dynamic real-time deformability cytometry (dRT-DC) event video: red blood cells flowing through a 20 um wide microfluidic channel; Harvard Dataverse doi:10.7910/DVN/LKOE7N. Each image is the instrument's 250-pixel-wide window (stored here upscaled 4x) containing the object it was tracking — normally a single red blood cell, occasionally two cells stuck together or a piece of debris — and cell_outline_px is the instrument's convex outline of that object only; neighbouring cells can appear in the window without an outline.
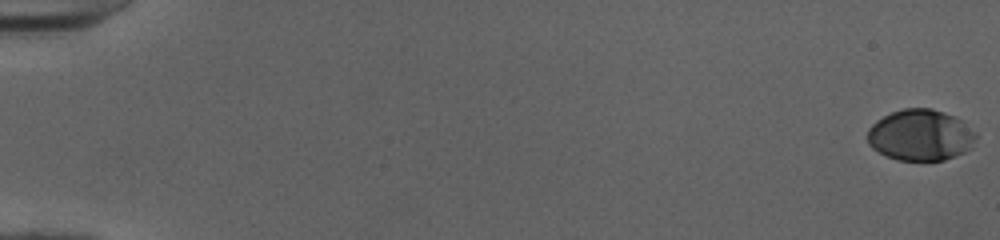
{"species": "human", "species_latin": "Homo sapiens", "temperature_condition": "cold", "stored_images_in_passage": 53, "camera_frame_rate_fps": 3000, "um_per_image_px": 0.085, "donor": {"sex": "female"}, "frame": {"image": 1, "passage_image": 1, "time_ms": 0.0, "image_size_px": [1000, 240], "cell_outline_px": [[976, 136], [972, 148], [956, 156], [944, 160], [896, 160], [872, 148], [868, 144], [868, 128], [876, 120], [892, 112], [904, 108], [932, 108], [956, 116], [976, 132]], "centroid_in_image_um": [78.26, 11.48], "position_along_channel_um": 6.7, "area_um2": 32.48}}
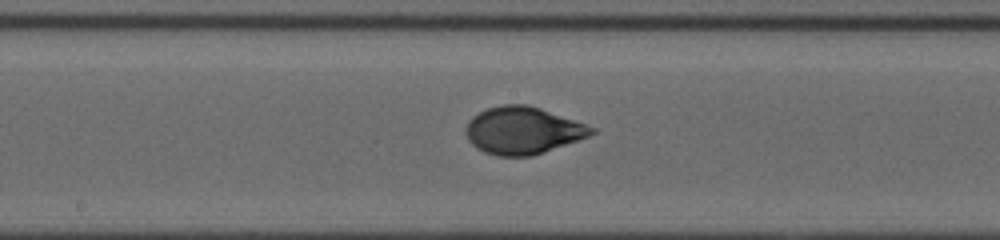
{"frame": {"image": 2, "passage_image": 30, "time_ms": 9.667, "image_size_px": [1000, 240], "cell_outline_px": [[596, 132], [588, 136], [532, 156], [496, 156], [484, 152], [476, 148], [468, 140], [464, 128], [468, 120], [472, 116], [488, 108], [504, 104], [528, 104], [540, 108], [596, 128]], "centroid_in_image_um": [44.39, 11.09], "position_along_channel_um": 203.8, "area_um2": 34.45}}
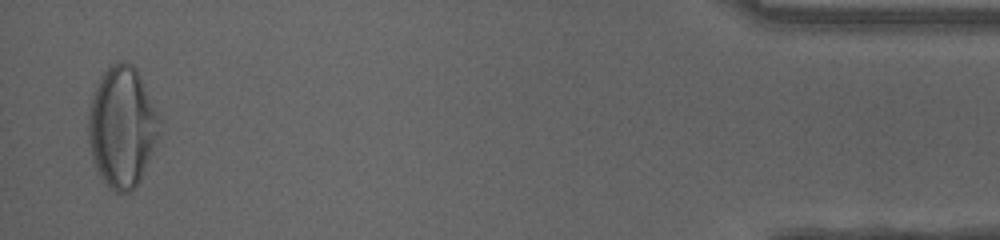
{"frame": {"image": 3, "passage_image": 52, "time_ms": 17.0, "image_size_px": [1000, 240], "cell_outline_px": [[164, 120], [140, 180], [132, 192], [116, 192], [108, 188], [100, 176], [92, 160], [88, 140], [88, 112], [92, 92], [96, 84], [108, 64], [116, 60], [124, 60], [132, 64], [136, 68]], "centroid_in_image_um": [10.37, 10.73], "position_along_channel_um": 424.8, "area_um2": 51.04}, "authors_computed_cell_mechanics": {"area_um2": 34.2176, "velocity_mm_per_s": 4.0283, "shape_relaxation_time_tau1_ms": 4.8165, "shape_relaxation_time_tau2_ms": null, "deformation_change_tau1": 0.2139, "deformation_change_tau2": null}}